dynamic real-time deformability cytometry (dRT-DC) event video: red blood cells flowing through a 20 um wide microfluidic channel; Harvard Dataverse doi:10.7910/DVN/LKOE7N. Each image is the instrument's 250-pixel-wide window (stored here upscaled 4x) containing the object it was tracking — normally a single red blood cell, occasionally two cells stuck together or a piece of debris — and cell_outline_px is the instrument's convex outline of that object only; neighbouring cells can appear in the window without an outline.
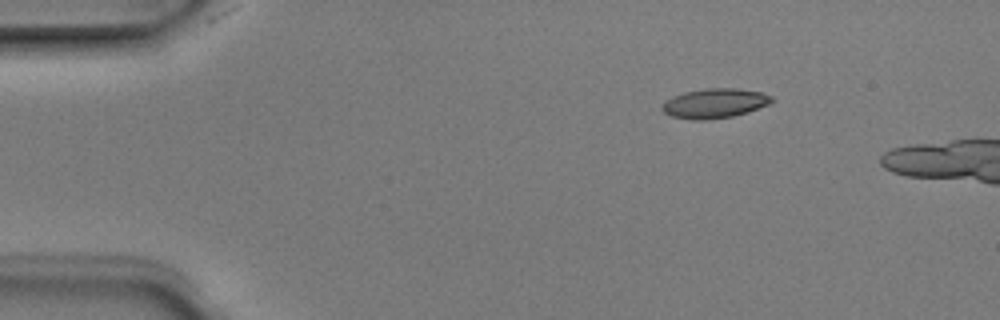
{"species": "Egyptian fruit bat (a non-hibernating species)", "species_latin": "Rousettus aegyptiacus", "temperature_condition": "room temperature", "stored_images_in_passage": 2, "camera_frame_rate_fps": 3000, "um_per_image_px": 0.085, "animal": {"sex": "male"}, "frame": {"image": 1, "passage_image": 1, "time_ms": 0.0, "image_size_px": [1000, 320], "cell_outline_px": [[776, 100], [768, 104], [748, 112], [732, 116], [708, 120], [692, 120], [672, 116], [664, 112], [660, 108], [668, 100], [684, 92], [708, 88], [736, 88], [760, 92], [772, 96]], "centroid_in_image_um": [60.78, 8.79], "position_along_channel_um": 24.2, "area_um2": 18.73}}